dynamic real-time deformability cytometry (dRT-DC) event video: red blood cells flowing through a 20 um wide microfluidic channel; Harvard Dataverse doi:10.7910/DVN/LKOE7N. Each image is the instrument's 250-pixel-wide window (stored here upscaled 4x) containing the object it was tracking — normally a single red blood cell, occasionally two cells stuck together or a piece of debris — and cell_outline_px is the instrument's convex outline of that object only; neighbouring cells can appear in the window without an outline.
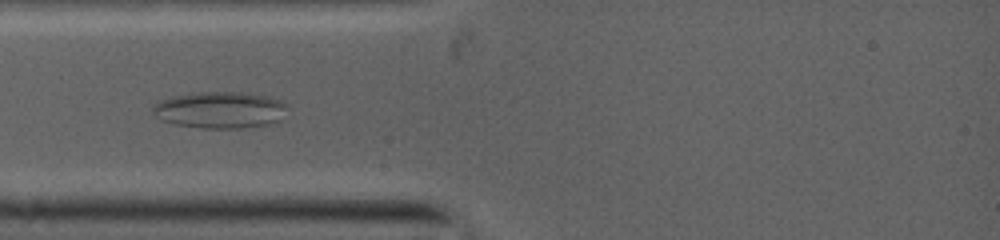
{"species": "common noctule bat (a hibernating species)", "species_latin": "Nyctalus noctula", "temperature_condition": "warm", "stored_images_in_passage": 40, "camera_frame_rate_fps": 5000, "um_per_image_px": 0.085, "animal": {"sex": "female", "body_mass_g": 19.0, "forearm_length_mm": 53.3}, "frame": {"image": 1, "passage_image": 8, "time_ms": 2.4, "image_size_px": [1000, 240], "cell_outline_px": [[288, 104], [276, 120], [268, 124], [240, 128], [200, 128], [176, 124], [164, 120], [156, 112], [156, 104], [164, 100], [176, 96], [200, 92], [240, 92], [264, 96], [280, 100]], "centroid_in_image_um": [18.75, 9.34], "position_along_channel_um": 66.3, "area_um2": 27.57}}
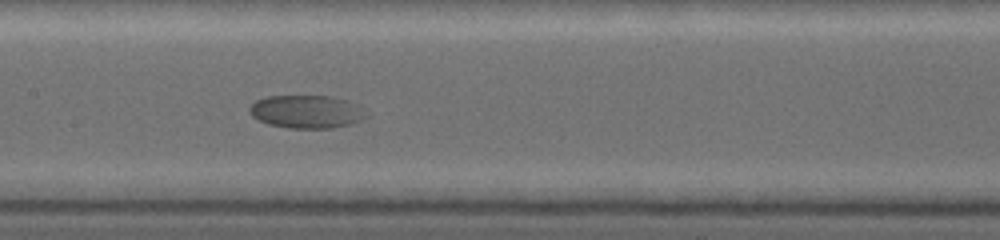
{"frame": {"image": 2, "passage_image": 18, "time_ms": 5.2, "image_size_px": [1000, 240], "cell_outline_px": [[356, 120], [348, 124], [328, 128], [288, 128], [268, 124], [252, 116], [248, 108], [256, 100], [268, 96], [324, 96], [336, 100]], "centroid_in_image_um": [25.56, 9.52], "position_along_channel_um": 181.8, "area_um2": 19.83}}
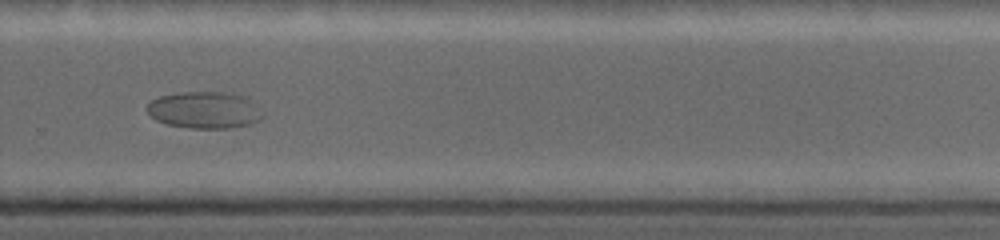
{"frame": {"image": 3, "passage_image": 29, "time_ms": 8.4, "image_size_px": [1000, 240], "cell_outline_px": [[260, 116], [256, 120], [248, 124], [228, 128], [188, 128], [168, 124], [156, 120], [148, 112], [148, 104], [152, 100], [160, 96], [188, 92], [220, 92], [240, 96], [248, 100]], "centroid_in_image_um": [17.26, 9.36], "position_along_channel_um": 312.5, "area_um2": 23.64}}